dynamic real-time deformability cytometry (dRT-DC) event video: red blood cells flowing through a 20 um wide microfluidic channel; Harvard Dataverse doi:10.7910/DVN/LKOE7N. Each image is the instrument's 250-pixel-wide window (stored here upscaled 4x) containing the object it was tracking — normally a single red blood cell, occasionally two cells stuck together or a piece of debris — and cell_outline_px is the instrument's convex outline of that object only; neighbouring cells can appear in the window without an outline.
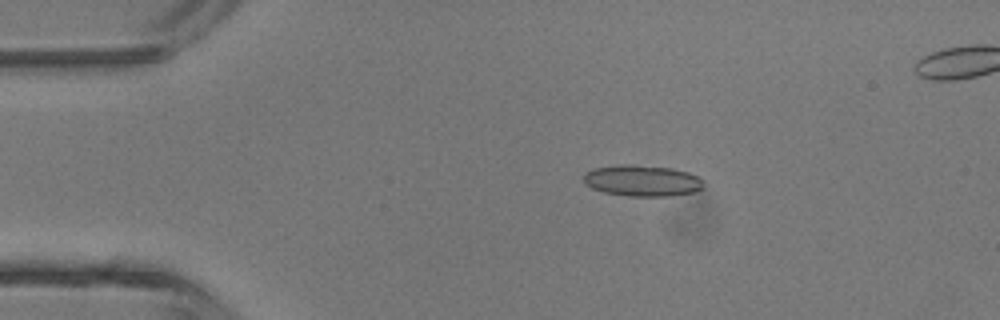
{"species": "common noctule bat (a hibernating species)", "species_latin": "Nyctalus noctula", "temperature_condition": "room temperature", "stored_images_in_passage": 4, "camera_frame_rate_fps": 3000, "um_per_image_px": 0.085, "animal": {"sex": "male", "body_mass_g": 13.3}, "frame": {"image": 1, "passage_image": 2, "time_ms": 1.333, "image_size_px": [1000, 320], "cell_outline_px": [[704, 188], [696, 192], [672, 196], [628, 196], [604, 192], [592, 188], [584, 184], [584, 172], [592, 168], [620, 164], [632, 164], [672, 168], [688, 172], [700, 176], [704, 180]], "centroid_in_image_um": [54.62, 15.35], "position_along_channel_um": 30.4, "area_um2": 22.31}}